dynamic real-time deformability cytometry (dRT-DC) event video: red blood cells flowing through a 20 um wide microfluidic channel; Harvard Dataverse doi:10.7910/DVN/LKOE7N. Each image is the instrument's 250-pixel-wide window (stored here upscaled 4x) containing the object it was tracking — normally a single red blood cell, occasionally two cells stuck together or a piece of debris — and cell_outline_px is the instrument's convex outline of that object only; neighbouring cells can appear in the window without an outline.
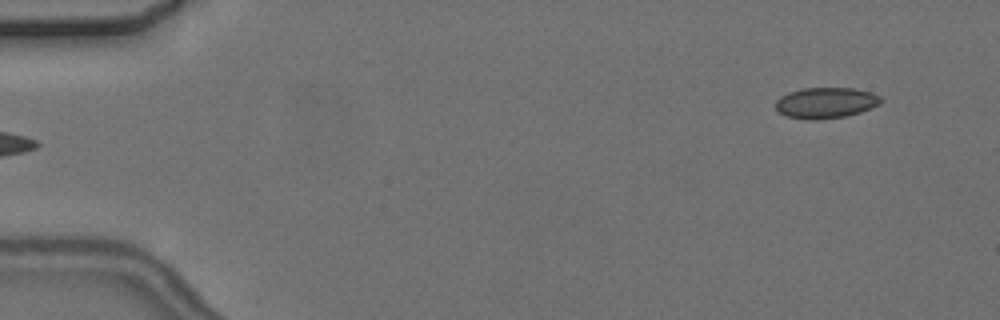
{"species": "common noctule bat (a hibernating species)", "species_latin": "Nyctalus noctula", "temperature_condition": "cold", "stored_images_in_passage": 5, "segment_of_instrument_passage": [2, 2], "camera_frame_rate_fps": 3000, "um_per_image_px": 0.085, "animal": {"sex": "female", "body_mass_g": 24.6, "forearm_length_mm": 56.2}, "frame": {"image": 1, "passage_image": 5, "time_ms": 6.0, "image_size_px": [1000, 320], "cell_outline_px": [[884, 100], [880, 104], [872, 108], [860, 112], [844, 116], [812, 120], [808, 120], [784, 116], [776, 108], [776, 100], [780, 96], [788, 92], [804, 88], [852, 88], [872, 92], [880, 96]], "centroid_in_image_um": [70.2, 8.73], "position_along_channel_um": 14.8, "area_um2": 19.02}}